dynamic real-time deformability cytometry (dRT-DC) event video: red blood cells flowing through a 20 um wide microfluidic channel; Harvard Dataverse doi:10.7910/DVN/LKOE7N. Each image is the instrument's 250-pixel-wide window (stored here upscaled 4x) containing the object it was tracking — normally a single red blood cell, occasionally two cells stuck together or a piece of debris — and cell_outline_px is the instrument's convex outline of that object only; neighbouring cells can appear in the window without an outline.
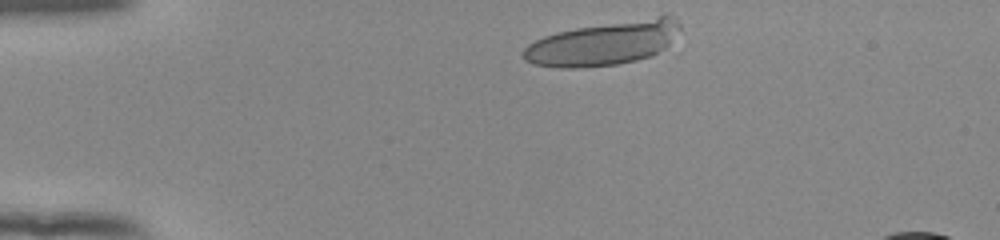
{"species": "human", "species_latin": "Homo sapiens", "temperature_condition": "room temperature", "stored_images_in_passage": 12, "camera_frame_rate_fps": 3000, "um_per_image_px": 0.085, "donor": {"sex": "female"}, "frame": {"image": 1, "passage_image": 1, "time_ms": 0.0, "image_size_px": [1000, 240], "cell_outline_px": [[680, 28], [668, 52], [636, 60], [616, 64], [576, 68], [560, 68], [532, 64], [524, 60], [520, 52], [528, 44], [544, 36], [556, 32], [576, 28], [664, 12], [668, 12], [680, 24]], "centroid_in_image_um": [51.42, 3.64], "position_along_channel_um": 33.6, "area_um2": 41.56}}
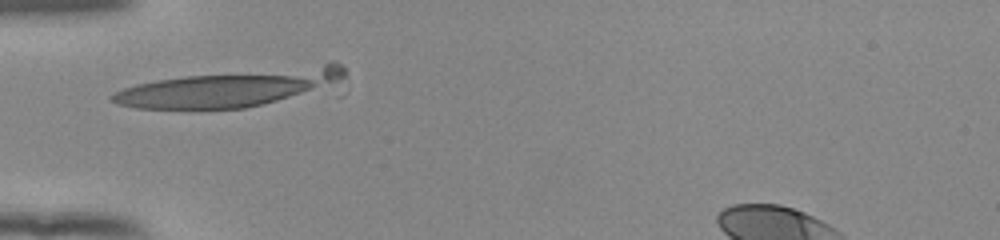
{"frame": {"image": 2, "passage_image": 8, "time_ms": 2.333, "image_size_px": [1000, 240], "cell_outline_px": [[344, 76], [336, 84], [276, 100], [244, 108], [136, 108], [120, 104], [112, 100], [108, 96], [112, 92], [136, 84], [156, 80], [184, 76], [328, 60], [336, 60], [344, 68]], "centroid_in_image_um": [19.68, 7.4], "position_along_channel_um": 65.3, "area_um2": 50.29}}
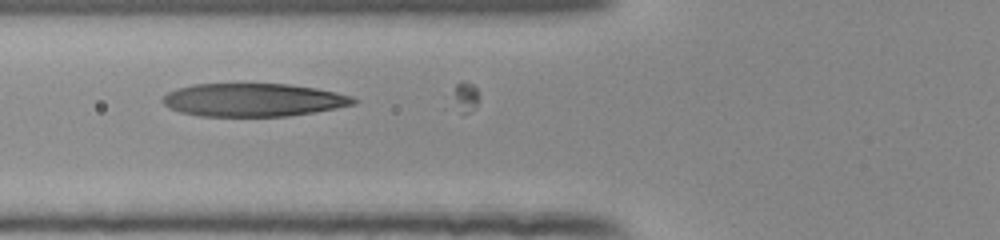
{"frame": {"image": 3, "passage_image": 11, "time_ms": 3.333, "image_size_px": [1000, 240], "cell_outline_px": [[360, 100], [356, 104], [336, 108], [288, 116], [200, 116], [180, 112], [168, 108], [160, 100], [168, 92], [176, 88], [192, 84], [288, 84], [316, 88], [336, 92], [352, 96]], "centroid_in_image_um": [21.52, 8.49], "position_along_channel_um": 104.3, "area_um2": 36.99}}